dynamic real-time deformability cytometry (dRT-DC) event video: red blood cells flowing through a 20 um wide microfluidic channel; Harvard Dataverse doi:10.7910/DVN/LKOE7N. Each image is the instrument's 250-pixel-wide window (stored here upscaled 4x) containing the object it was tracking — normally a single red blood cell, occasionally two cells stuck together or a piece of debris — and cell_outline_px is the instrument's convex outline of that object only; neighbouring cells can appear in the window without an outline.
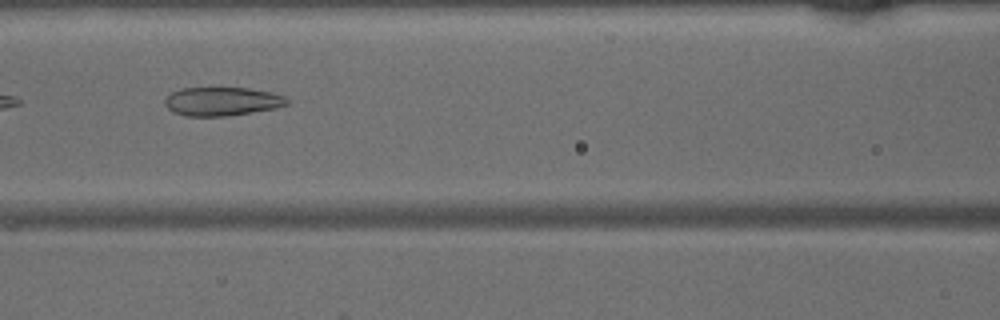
{"species": "common noctule bat (a hibernating species)", "species_latin": "Nyctalus noctula", "temperature_condition": "warm", "stored_images_in_passage": 34, "camera_frame_rate_fps": 3000, "um_per_image_px": 0.085, "animal": {"sex": "male", "body_mass_g": 15.6}, "frame": {"image": 1, "passage_image": 7, "time_ms": 2.0, "image_size_px": [1000, 320], "cell_outline_px": [[288, 104], [276, 108], [228, 116], [184, 116], [172, 112], [164, 104], [164, 100], [172, 92], [180, 88], [248, 88], [272, 92], [284, 96], [288, 100]], "centroid_in_image_um": [18.86, 8.62], "position_along_channel_um": 147.7, "area_um2": 20.46}}
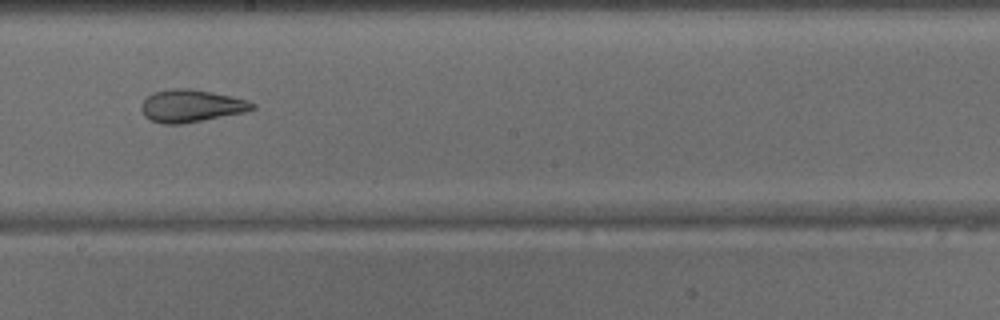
{"frame": {"image": 2, "passage_image": 13, "time_ms": 4.0, "image_size_px": [1000, 320], "cell_outline_px": [[256, 108], [244, 112], [180, 124], [164, 124], [152, 120], [144, 116], [140, 108], [140, 104], [152, 92], [168, 88], [188, 88], [212, 92], [248, 100], [256, 104]], "centroid_in_image_um": [16.22, 8.98], "position_along_channel_um": 232.0, "area_um2": 20.98}}
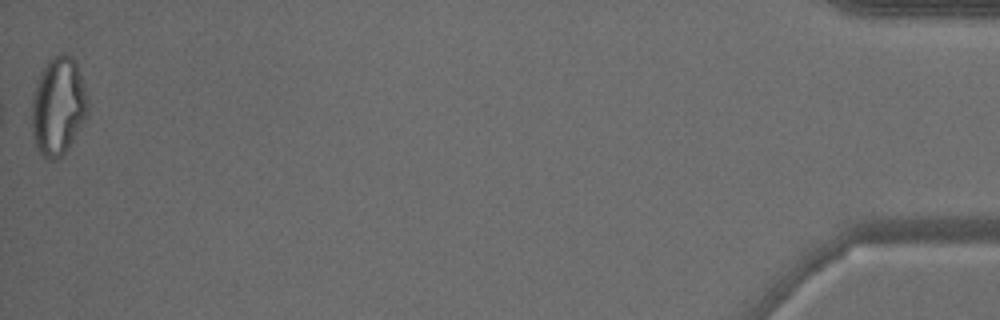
{"frame": {"image": 3, "passage_image": 34, "time_ms": 11.0, "image_size_px": [1000, 320], "cell_outline_px": [[88, 116], [68, 148], [56, 160], [44, 160], [40, 156], [32, 132], [32, 92], [40, 72], [48, 60], [52, 56], [60, 52], [68, 52], [76, 60], [88, 96]], "centroid_in_image_um": [4.95, 8.99], "position_along_channel_um": 430.2, "area_um2": 32.83}}